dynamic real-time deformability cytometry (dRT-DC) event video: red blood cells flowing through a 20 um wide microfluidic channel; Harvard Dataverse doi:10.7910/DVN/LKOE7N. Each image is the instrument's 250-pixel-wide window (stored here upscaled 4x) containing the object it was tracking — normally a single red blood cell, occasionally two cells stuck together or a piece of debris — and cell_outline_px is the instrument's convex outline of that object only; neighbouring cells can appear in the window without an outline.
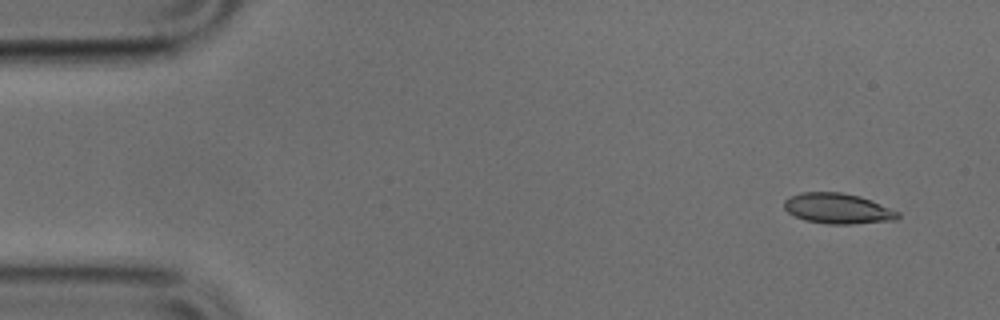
{"species": "common noctule bat (a hibernating species)", "species_latin": "Nyctalus noctula", "temperature_condition": "cold", "stored_images_in_passage": 48, "camera_frame_rate_fps": 3000, "um_per_image_px": 0.085, "animal": {"sex": "male", "body_mass_g": 17.9, "forearm_length_mm": 54.2}, "frame": {"image": 1, "passage_image": 1, "time_ms": 0.0, "image_size_px": [1000, 320], "cell_outline_px": [[900, 216], [896, 220], [852, 224], [828, 224], [804, 220], [788, 212], [784, 208], [784, 200], [800, 192], [840, 192], [860, 196], [872, 200], [900, 212]], "centroid_in_image_um": [71.23, 17.72], "position_along_channel_um": 13.8, "area_um2": 20.23}}
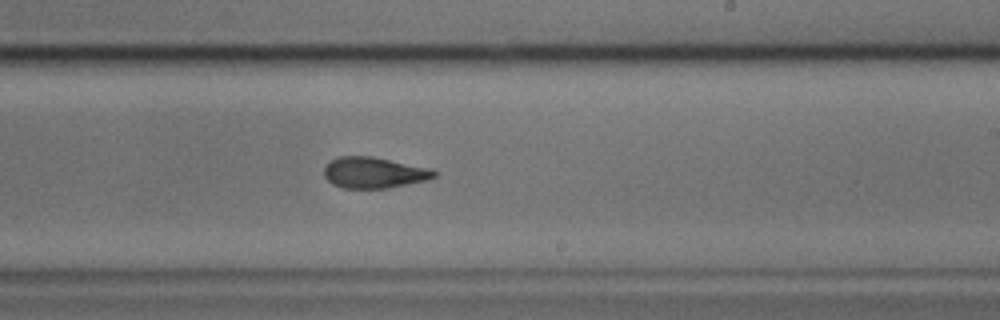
{"frame": {"image": 2, "passage_image": 27, "time_ms": 8.667, "image_size_px": [1000, 320], "cell_outline_px": [[440, 172], [436, 176], [424, 180], [388, 188], [344, 188], [332, 184], [324, 176], [324, 164], [340, 156], [372, 156], [428, 168]], "centroid_in_image_um": [31.75, 14.67], "position_along_channel_um": 257.3, "area_um2": 19.77}}
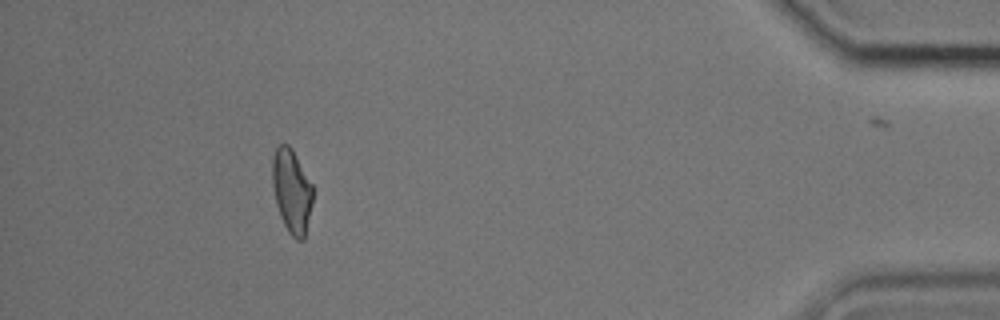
{"frame": {"image": 3, "passage_image": 43, "time_ms": 14.0, "image_size_px": [1000, 320], "cell_outline_px": [[312, 204], [304, 240], [296, 240], [288, 232], [280, 216], [276, 204], [272, 184], [272, 156], [276, 148], [280, 144], [288, 144], [292, 148], [312, 184]], "centroid_in_image_um": [24.78, 16.23], "position_along_channel_um": 410.4, "area_um2": 19.83}}